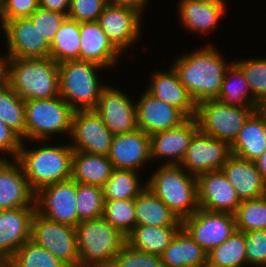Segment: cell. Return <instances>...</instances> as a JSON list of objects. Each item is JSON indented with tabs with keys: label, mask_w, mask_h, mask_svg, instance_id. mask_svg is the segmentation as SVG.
<instances>
[{
	"label": "cell",
	"mask_w": 266,
	"mask_h": 267,
	"mask_svg": "<svg viewBox=\"0 0 266 267\" xmlns=\"http://www.w3.org/2000/svg\"><path fill=\"white\" fill-rule=\"evenodd\" d=\"M210 44L183 53L173 61V69L196 104L217 99L224 74L231 62ZM191 53V54H190Z\"/></svg>",
	"instance_id": "6da1fadb"
},
{
	"label": "cell",
	"mask_w": 266,
	"mask_h": 267,
	"mask_svg": "<svg viewBox=\"0 0 266 267\" xmlns=\"http://www.w3.org/2000/svg\"><path fill=\"white\" fill-rule=\"evenodd\" d=\"M33 142L40 143L41 146L28 148L25 141H22L16 160L20 163L34 193L48 185L71 179L74 150L69 142L64 145H49L47 142V145H44L45 141L42 140Z\"/></svg>",
	"instance_id": "7a4b0ae2"
},
{
	"label": "cell",
	"mask_w": 266,
	"mask_h": 267,
	"mask_svg": "<svg viewBox=\"0 0 266 267\" xmlns=\"http://www.w3.org/2000/svg\"><path fill=\"white\" fill-rule=\"evenodd\" d=\"M4 80L23 99L59 94V68L52 58H4Z\"/></svg>",
	"instance_id": "3957f363"
},
{
	"label": "cell",
	"mask_w": 266,
	"mask_h": 267,
	"mask_svg": "<svg viewBox=\"0 0 266 267\" xmlns=\"http://www.w3.org/2000/svg\"><path fill=\"white\" fill-rule=\"evenodd\" d=\"M146 184L180 220L192 216L199 209L196 176L181 165L161 164Z\"/></svg>",
	"instance_id": "277c9868"
},
{
	"label": "cell",
	"mask_w": 266,
	"mask_h": 267,
	"mask_svg": "<svg viewBox=\"0 0 266 267\" xmlns=\"http://www.w3.org/2000/svg\"><path fill=\"white\" fill-rule=\"evenodd\" d=\"M79 267H109L126 243V236L103 217L76 226Z\"/></svg>",
	"instance_id": "5b68a950"
},
{
	"label": "cell",
	"mask_w": 266,
	"mask_h": 267,
	"mask_svg": "<svg viewBox=\"0 0 266 267\" xmlns=\"http://www.w3.org/2000/svg\"><path fill=\"white\" fill-rule=\"evenodd\" d=\"M59 94L74 111L94 110L102 90L108 85L97 74L104 67L89 61H66L58 64Z\"/></svg>",
	"instance_id": "8992f818"
},
{
	"label": "cell",
	"mask_w": 266,
	"mask_h": 267,
	"mask_svg": "<svg viewBox=\"0 0 266 267\" xmlns=\"http://www.w3.org/2000/svg\"><path fill=\"white\" fill-rule=\"evenodd\" d=\"M25 141H48L54 135H69L74 110L61 97L24 100Z\"/></svg>",
	"instance_id": "52a82bcc"
},
{
	"label": "cell",
	"mask_w": 266,
	"mask_h": 267,
	"mask_svg": "<svg viewBox=\"0 0 266 267\" xmlns=\"http://www.w3.org/2000/svg\"><path fill=\"white\" fill-rule=\"evenodd\" d=\"M262 107H234L214 99L197 104L199 129L231 146L248 118Z\"/></svg>",
	"instance_id": "ba28073f"
},
{
	"label": "cell",
	"mask_w": 266,
	"mask_h": 267,
	"mask_svg": "<svg viewBox=\"0 0 266 267\" xmlns=\"http://www.w3.org/2000/svg\"><path fill=\"white\" fill-rule=\"evenodd\" d=\"M30 240L68 267H79L75 227L51 221L35 212Z\"/></svg>",
	"instance_id": "9c48e42d"
},
{
	"label": "cell",
	"mask_w": 266,
	"mask_h": 267,
	"mask_svg": "<svg viewBox=\"0 0 266 267\" xmlns=\"http://www.w3.org/2000/svg\"><path fill=\"white\" fill-rule=\"evenodd\" d=\"M77 182L69 179L40 189L35 193L36 212L61 224L75 227L78 219Z\"/></svg>",
	"instance_id": "30bf717a"
},
{
	"label": "cell",
	"mask_w": 266,
	"mask_h": 267,
	"mask_svg": "<svg viewBox=\"0 0 266 267\" xmlns=\"http://www.w3.org/2000/svg\"><path fill=\"white\" fill-rule=\"evenodd\" d=\"M0 22L8 50L4 58H50L51 45L28 17Z\"/></svg>",
	"instance_id": "8fae6325"
},
{
	"label": "cell",
	"mask_w": 266,
	"mask_h": 267,
	"mask_svg": "<svg viewBox=\"0 0 266 267\" xmlns=\"http://www.w3.org/2000/svg\"><path fill=\"white\" fill-rule=\"evenodd\" d=\"M182 227L207 253L237 230L234 214L200 208L182 220Z\"/></svg>",
	"instance_id": "7c38bea8"
},
{
	"label": "cell",
	"mask_w": 266,
	"mask_h": 267,
	"mask_svg": "<svg viewBox=\"0 0 266 267\" xmlns=\"http://www.w3.org/2000/svg\"><path fill=\"white\" fill-rule=\"evenodd\" d=\"M112 138L113 134L95 110L74 111L70 135L74 151L108 156Z\"/></svg>",
	"instance_id": "4fadbf2b"
},
{
	"label": "cell",
	"mask_w": 266,
	"mask_h": 267,
	"mask_svg": "<svg viewBox=\"0 0 266 267\" xmlns=\"http://www.w3.org/2000/svg\"><path fill=\"white\" fill-rule=\"evenodd\" d=\"M141 16L132 8L108 3L97 21L107 38L123 54L142 38Z\"/></svg>",
	"instance_id": "5bb4252c"
},
{
	"label": "cell",
	"mask_w": 266,
	"mask_h": 267,
	"mask_svg": "<svg viewBox=\"0 0 266 267\" xmlns=\"http://www.w3.org/2000/svg\"><path fill=\"white\" fill-rule=\"evenodd\" d=\"M131 96L114 86H106L94 109L113 135L128 133L138 129L136 103Z\"/></svg>",
	"instance_id": "9a60e30c"
},
{
	"label": "cell",
	"mask_w": 266,
	"mask_h": 267,
	"mask_svg": "<svg viewBox=\"0 0 266 267\" xmlns=\"http://www.w3.org/2000/svg\"><path fill=\"white\" fill-rule=\"evenodd\" d=\"M231 155L230 146L221 140L213 138L200 129L195 133L181 166L194 176L221 170Z\"/></svg>",
	"instance_id": "2e32d148"
},
{
	"label": "cell",
	"mask_w": 266,
	"mask_h": 267,
	"mask_svg": "<svg viewBox=\"0 0 266 267\" xmlns=\"http://www.w3.org/2000/svg\"><path fill=\"white\" fill-rule=\"evenodd\" d=\"M196 181L200 209L231 214L236 212L241 200L222 170L199 174Z\"/></svg>",
	"instance_id": "e0dca14e"
},
{
	"label": "cell",
	"mask_w": 266,
	"mask_h": 267,
	"mask_svg": "<svg viewBox=\"0 0 266 267\" xmlns=\"http://www.w3.org/2000/svg\"><path fill=\"white\" fill-rule=\"evenodd\" d=\"M198 130L196 117H191L173 129L150 135L151 159H160L163 165H180Z\"/></svg>",
	"instance_id": "ac0fdd59"
},
{
	"label": "cell",
	"mask_w": 266,
	"mask_h": 267,
	"mask_svg": "<svg viewBox=\"0 0 266 267\" xmlns=\"http://www.w3.org/2000/svg\"><path fill=\"white\" fill-rule=\"evenodd\" d=\"M135 102L137 127L148 135L173 129L188 119L180 109L156 98L146 89Z\"/></svg>",
	"instance_id": "d6986e66"
},
{
	"label": "cell",
	"mask_w": 266,
	"mask_h": 267,
	"mask_svg": "<svg viewBox=\"0 0 266 267\" xmlns=\"http://www.w3.org/2000/svg\"><path fill=\"white\" fill-rule=\"evenodd\" d=\"M113 168L140 171L151 160L150 135L139 128L135 131L113 135L108 155Z\"/></svg>",
	"instance_id": "ffe728a7"
},
{
	"label": "cell",
	"mask_w": 266,
	"mask_h": 267,
	"mask_svg": "<svg viewBox=\"0 0 266 267\" xmlns=\"http://www.w3.org/2000/svg\"><path fill=\"white\" fill-rule=\"evenodd\" d=\"M35 212L36 207L0 210V262L7 263L30 240Z\"/></svg>",
	"instance_id": "44dd1931"
},
{
	"label": "cell",
	"mask_w": 266,
	"mask_h": 267,
	"mask_svg": "<svg viewBox=\"0 0 266 267\" xmlns=\"http://www.w3.org/2000/svg\"><path fill=\"white\" fill-rule=\"evenodd\" d=\"M18 207H36L35 193L20 163L16 159H7L0 166V210Z\"/></svg>",
	"instance_id": "7402d4cb"
},
{
	"label": "cell",
	"mask_w": 266,
	"mask_h": 267,
	"mask_svg": "<svg viewBox=\"0 0 266 267\" xmlns=\"http://www.w3.org/2000/svg\"><path fill=\"white\" fill-rule=\"evenodd\" d=\"M121 55L123 54L107 38L98 21L80 23V61L94 62L108 69L117 65Z\"/></svg>",
	"instance_id": "603a6c76"
},
{
	"label": "cell",
	"mask_w": 266,
	"mask_h": 267,
	"mask_svg": "<svg viewBox=\"0 0 266 267\" xmlns=\"http://www.w3.org/2000/svg\"><path fill=\"white\" fill-rule=\"evenodd\" d=\"M147 91L156 98L180 109L188 118L196 117L197 104L191 98L186 87L180 82L173 67L168 71L152 73Z\"/></svg>",
	"instance_id": "cb8c5ba5"
},
{
	"label": "cell",
	"mask_w": 266,
	"mask_h": 267,
	"mask_svg": "<svg viewBox=\"0 0 266 267\" xmlns=\"http://www.w3.org/2000/svg\"><path fill=\"white\" fill-rule=\"evenodd\" d=\"M221 170L241 201L266 195V183L254 161L231 154Z\"/></svg>",
	"instance_id": "d4e9b609"
},
{
	"label": "cell",
	"mask_w": 266,
	"mask_h": 267,
	"mask_svg": "<svg viewBox=\"0 0 266 267\" xmlns=\"http://www.w3.org/2000/svg\"><path fill=\"white\" fill-rule=\"evenodd\" d=\"M179 22L190 33H211L219 25L220 20L226 15V4H211L196 0H179L177 4ZM215 28V29H214Z\"/></svg>",
	"instance_id": "484cf974"
},
{
	"label": "cell",
	"mask_w": 266,
	"mask_h": 267,
	"mask_svg": "<svg viewBox=\"0 0 266 267\" xmlns=\"http://www.w3.org/2000/svg\"><path fill=\"white\" fill-rule=\"evenodd\" d=\"M265 150L266 112L260 108L245 122L230 151L234 156L255 162Z\"/></svg>",
	"instance_id": "4316f807"
},
{
	"label": "cell",
	"mask_w": 266,
	"mask_h": 267,
	"mask_svg": "<svg viewBox=\"0 0 266 267\" xmlns=\"http://www.w3.org/2000/svg\"><path fill=\"white\" fill-rule=\"evenodd\" d=\"M163 267H198L207 263V252L182 227L161 255Z\"/></svg>",
	"instance_id": "83f0119b"
},
{
	"label": "cell",
	"mask_w": 266,
	"mask_h": 267,
	"mask_svg": "<svg viewBox=\"0 0 266 267\" xmlns=\"http://www.w3.org/2000/svg\"><path fill=\"white\" fill-rule=\"evenodd\" d=\"M113 169L112 162L106 155L73 152L71 179L75 182L103 188Z\"/></svg>",
	"instance_id": "f1b7e54d"
},
{
	"label": "cell",
	"mask_w": 266,
	"mask_h": 267,
	"mask_svg": "<svg viewBox=\"0 0 266 267\" xmlns=\"http://www.w3.org/2000/svg\"><path fill=\"white\" fill-rule=\"evenodd\" d=\"M136 225L182 226L172 210L147 187L134 199Z\"/></svg>",
	"instance_id": "f546056e"
},
{
	"label": "cell",
	"mask_w": 266,
	"mask_h": 267,
	"mask_svg": "<svg viewBox=\"0 0 266 267\" xmlns=\"http://www.w3.org/2000/svg\"><path fill=\"white\" fill-rule=\"evenodd\" d=\"M182 226L136 225L126 236V243L139 251L161 256Z\"/></svg>",
	"instance_id": "4dcf8cb0"
},
{
	"label": "cell",
	"mask_w": 266,
	"mask_h": 267,
	"mask_svg": "<svg viewBox=\"0 0 266 267\" xmlns=\"http://www.w3.org/2000/svg\"><path fill=\"white\" fill-rule=\"evenodd\" d=\"M218 101L234 107H261L253 94L242 70L232 62L224 74Z\"/></svg>",
	"instance_id": "1f68e13d"
},
{
	"label": "cell",
	"mask_w": 266,
	"mask_h": 267,
	"mask_svg": "<svg viewBox=\"0 0 266 267\" xmlns=\"http://www.w3.org/2000/svg\"><path fill=\"white\" fill-rule=\"evenodd\" d=\"M139 172L125 169H113L110 178L103 186L105 201H122L135 199L146 187L145 183L140 181ZM143 182V184L141 183Z\"/></svg>",
	"instance_id": "d6a6232c"
},
{
	"label": "cell",
	"mask_w": 266,
	"mask_h": 267,
	"mask_svg": "<svg viewBox=\"0 0 266 267\" xmlns=\"http://www.w3.org/2000/svg\"><path fill=\"white\" fill-rule=\"evenodd\" d=\"M80 23L66 18L50 47V58L57 64L79 60Z\"/></svg>",
	"instance_id": "836d02e7"
},
{
	"label": "cell",
	"mask_w": 266,
	"mask_h": 267,
	"mask_svg": "<svg viewBox=\"0 0 266 267\" xmlns=\"http://www.w3.org/2000/svg\"><path fill=\"white\" fill-rule=\"evenodd\" d=\"M207 263L213 267H246L245 232L236 230L223 243L208 252Z\"/></svg>",
	"instance_id": "e575fe53"
},
{
	"label": "cell",
	"mask_w": 266,
	"mask_h": 267,
	"mask_svg": "<svg viewBox=\"0 0 266 267\" xmlns=\"http://www.w3.org/2000/svg\"><path fill=\"white\" fill-rule=\"evenodd\" d=\"M0 120L25 141V102L5 80L0 82Z\"/></svg>",
	"instance_id": "d590c367"
},
{
	"label": "cell",
	"mask_w": 266,
	"mask_h": 267,
	"mask_svg": "<svg viewBox=\"0 0 266 267\" xmlns=\"http://www.w3.org/2000/svg\"><path fill=\"white\" fill-rule=\"evenodd\" d=\"M234 216L238 231L266 230V195L242 200Z\"/></svg>",
	"instance_id": "8d00e7d4"
},
{
	"label": "cell",
	"mask_w": 266,
	"mask_h": 267,
	"mask_svg": "<svg viewBox=\"0 0 266 267\" xmlns=\"http://www.w3.org/2000/svg\"><path fill=\"white\" fill-rule=\"evenodd\" d=\"M8 267H68L52 253L31 240L25 242L7 262Z\"/></svg>",
	"instance_id": "74e56055"
},
{
	"label": "cell",
	"mask_w": 266,
	"mask_h": 267,
	"mask_svg": "<svg viewBox=\"0 0 266 267\" xmlns=\"http://www.w3.org/2000/svg\"><path fill=\"white\" fill-rule=\"evenodd\" d=\"M243 72L254 100L266 104V57L236 59L233 61Z\"/></svg>",
	"instance_id": "f35d334b"
},
{
	"label": "cell",
	"mask_w": 266,
	"mask_h": 267,
	"mask_svg": "<svg viewBox=\"0 0 266 267\" xmlns=\"http://www.w3.org/2000/svg\"><path fill=\"white\" fill-rule=\"evenodd\" d=\"M76 202L80 221L103 216L105 200L102 188L77 182Z\"/></svg>",
	"instance_id": "ab89813d"
},
{
	"label": "cell",
	"mask_w": 266,
	"mask_h": 267,
	"mask_svg": "<svg viewBox=\"0 0 266 267\" xmlns=\"http://www.w3.org/2000/svg\"><path fill=\"white\" fill-rule=\"evenodd\" d=\"M102 217L127 236L136 226L134 199L105 201Z\"/></svg>",
	"instance_id": "60d3db41"
},
{
	"label": "cell",
	"mask_w": 266,
	"mask_h": 267,
	"mask_svg": "<svg viewBox=\"0 0 266 267\" xmlns=\"http://www.w3.org/2000/svg\"><path fill=\"white\" fill-rule=\"evenodd\" d=\"M109 267H163V264L161 256L139 251L125 243Z\"/></svg>",
	"instance_id": "b9f144b4"
},
{
	"label": "cell",
	"mask_w": 266,
	"mask_h": 267,
	"mask_svg": "<svg viewBox=\"0 0 266 267\" xmlns=\"http://www.w3.org/2000/svg\"><path fill=\"white\" fill-rule=\"evenodd\" d=\"M67 17L66 14L39 7L28 18L51 45L60 26Z\"/></svg>",
	"instance_id": "7bdbcfd3"
},
{
	"label": "cell",
	"mask_w": 266,
	"mask_h": 267,
	"mask_svg": "<svg viewBox=\"0 0 266 267\" xmlns=\"http://www.w3.org/2000/svg\"><path fill=\"white\" fill-rule=\"evenodd\" d=\"M245 246L247 267H266V230L245 232Z\"/></svg>",
	"instance_id": "ee69618b"
},
{
	"label": "cell",
	"mask_w": 266,
	"mask_h": 267,
	"mask_svg": "<svg viewBox=\"0 0 266 267\" xmlns=\"http://www.w3.org/2000/svg\"><path fill=\"white\" fill-rule=\"evenodd\" d=\"M108 0H71L68 18L77 22L97 21Z\"/></svg>",
	"instance_id": "f6af8a7d"
},
{
	"label": "cell",
	"mask_w": 266,
	"mask_h": 267,
	"mask_svg": "<svg viewBox=\"0 0 266 267\" xmlns=\"http://www.w3.org/2000/svg\"><path fill=\"white\" fill-rule=\"evenodd\" d=\"M39 8V0H5L0 21L29 17Z\"/></svg>",
	"instance_id": "bcb514c9"
},
{
	"label": "cell",
	"mask_w": 266,
	"mask_h": 267,
	"mask_svg": "<svg viewBox=\"0 0 266 267\" xmlns=\"http://www.w3.org/2000/svg\"><path fill=\"white\" fill-rule=\"evenodd\" d=\"M21 144L22 138L10 127L6 126L2 120H0V158L16 159L21 148Z\"/></svg>",
	"instance_id": "7dc6e473"
},
{
	"label": "cell",
	"mask_w": 266,
	"mask_h": 267,
	"mask_svg": "<svg viewBox=\"0 0 266 267\" xmlns=\"http://www.w3.org/2000/svg\"><path fill=\"white\" fill-rule=\"evenodd\" d=\"M70 1L71 0H39V7L67 15Z\"/></svg>",
	"instance_id": "c3c4849f"
},
{
	"label": "cell",
	"mask_w": 266,
	"mask_h": 267,
	"mask_svg": "<svg viewBox=\"0 0 266 267\" xmlns=\"http://www.w3.org/2000/svg\"><path fill=\"white\" fill-rule=\"evenodd\" d=\"M147 1L149 2V0H108V3L132 8L142 15L145 12V7L149 4Z\"/></svg>",
	"instance_id": "681fc988"
},
{
	"label": "cell",
	"mask_w": 266,
	"mask_h": 267,
	"mask_svg": "<svg viewBox=\"0 0 266 267\" xmlns=\"http://www.w3.org/2000/svg\"><path fill=\"white\" fill-rule=\"evenodd\" d=\"M255 164L260 172L263 181L266 183V150L261 156L255 161Z\"/></svg>",
	"instance_id": "f907efd6"
},
{
	"label": "cell",
	"mask_w": 266,
	"mask_h": 267,
	"mask_svg": "<svg viewBox=\"0 0 266 267\" xmlns=\"http://www.w3.org/2000/svg\"><path fill=\"white\" fill-rule=\"evenodd\" d=\"M4 80V56H0V82Z\"/></svg>",
	"instance_id": "816d5d0a"
},
{
	"label": "cell",
	"mask_w": 266,
	"mask_h": 267,
	"mask_svg": "<svg viewBox=\"0 0 266 267\" xmlns=\"http://www.w3.org/2000/svg\"><path fill=\"white\" fill-rule=\"evenodd\" d=\"M198 2L203 3H211V4H226L227 2L225 0H196Z\"/></svg>",
	"instance_id": "f5cc1de1"
},
{
	"label": "cell",
	"mask_w": 266,
	"mask_h": 267,
	"mask_svg": "<svg viewBox=\"0 0 266 267\" xmlns=\"http://www.w3.org/2000/svg\"><path fill=\"white\" fill-rule=\"evenodd\" d=\"M4 1H5V0H0V12H1L2 8H3Z\"/></svg>",
	"instance_id": "db71d44e"
},
{
	"label": "cell",
	"mask_w": 266,
	"mask_h": 267,
	"mask_svg": "<svg viewBox=\"0 0 266 267\" xmlns=\"http://www.w3.org/2000/svg\"><path fill=\"white\" fill-rule=\"evenodd\" d=\"M0 267H8V266H7V263H5V262H0Z\"/></svg>",
	"instance_id": "11a10c76"
},
{
	"label": "cell",
	"mask_w": 266,
	"mask_h": 267,
	"mask_svg": "<svg viewBox=\"0 0 266 267\" xmlns=\"http://www.w3.org/2000/svg\"><path fill=\"white\" fill-rule=\"evenodd\" d=\"M7 159L0 158V166L6 161Z\"/></svg>",
	"instance_id": "9f6ffc18"
},
{
	"label": "cell",
	"mask_w": 266,
	"mask_h": 267,
	"mask_svg": "<svg viewBox=\"0 0 266 267\" xmlns=\"http://www.w3.org/2000/svg\"><path fill=\"white\" fill-rule=\"evenodd\" d=\"M198 267H213V266H211L208 263H206L205 265H201V266H198Z\"/></svg>",
	"instance_id": "6f0895ef"
},
{
	"label": "cell",
	"mask_w": 266,
	"mask_h": 267,
	"mask_svg": "<svg viewBox=\"0 0 266 267\" xmlns=\"http://www.w3.org/2000/svg\"><path fill=\"white\" fill-rule=\"evenodd\" d=\"M262 109L266 112V104L262 107Z\"/></svg>",
	"instance_id": "680465c9"
}]
</instances>
